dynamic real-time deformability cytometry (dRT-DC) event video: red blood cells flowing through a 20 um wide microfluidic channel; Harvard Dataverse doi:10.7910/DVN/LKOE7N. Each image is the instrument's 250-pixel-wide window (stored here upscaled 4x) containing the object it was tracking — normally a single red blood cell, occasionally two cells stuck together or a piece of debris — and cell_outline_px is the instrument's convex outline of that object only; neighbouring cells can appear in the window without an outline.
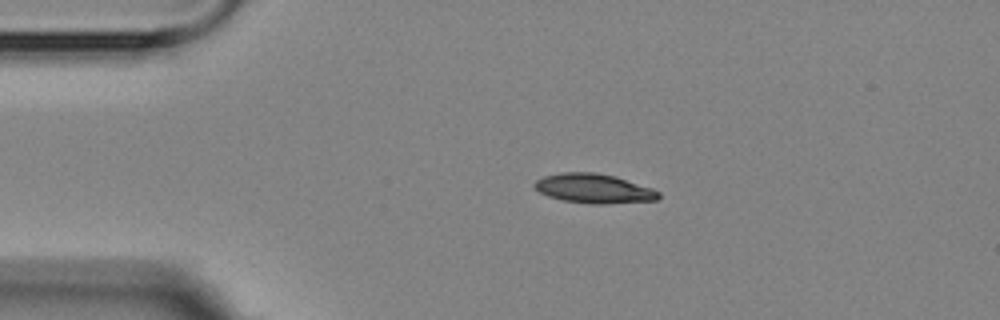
{"species": "Egyptian fruit bat (a non-hibernating species)", "species_latin": "Rousettus aegyptiacus", "temperature_condition": "room temperature", "stored_images_in_passage": 3, "camera_frame_rate_fps": 3000, "um_per_image_px": 0.085, "animal": {"sex": "female"}, "frame": {"image": 1, "passage_image": 2, "time_ms": 2.0, "image_size_px": [1000, 320], "cell_outline_px": [[660, 196], [656, 200], [604, 204], [592, 204], [564, 200], [548, 196], [540, 192], [532, 184], [536, 180], [544, 176], [560, 172], [596, 172], [616, 176], [652, 188], [660, 192]], "centroid_in_image_um": [50.48, 16.01], "position_along_channel_um": 34.5, "area_um2": 21.27}}